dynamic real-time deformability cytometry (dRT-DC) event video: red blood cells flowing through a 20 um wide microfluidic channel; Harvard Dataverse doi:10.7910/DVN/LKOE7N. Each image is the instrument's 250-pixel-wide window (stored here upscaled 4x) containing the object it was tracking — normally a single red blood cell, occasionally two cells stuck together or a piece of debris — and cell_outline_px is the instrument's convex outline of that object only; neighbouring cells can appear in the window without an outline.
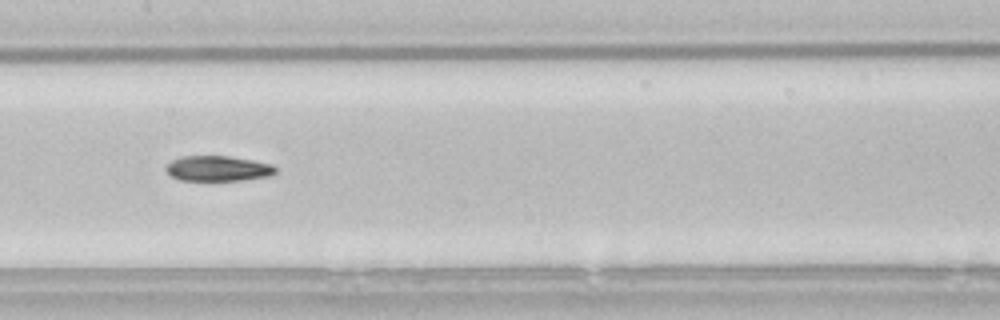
{"species": "common noctule bat (a hibernating species)", "species_latin": "Nyctalus noctula", "temperature_condition": "room temperature", "stored_images_in_passage": 17, "camera_frame_rate_fps": 3000, "um_per_image_px": 0.085, "animal": {"sex": "male", "body_mass_g": 21.5, "forearm_length_mm": 52.0}, "frame": {"image": 1, "passage_image": 12, "time_ms": 3.667, "image_size_px": [1000, 320], "cell_outline_px": [[276, 172], [268, 176], [244, 180], [180, 180], [172, 176], [164, 168], [172, 160], [180, 156], [228, 156], [252, 160], [272, 164], [276, 168]], "centroid_in_image_um": [18.52, 14.32], "position_along_channel_um": 188.9, "area_um2": 16.07}}
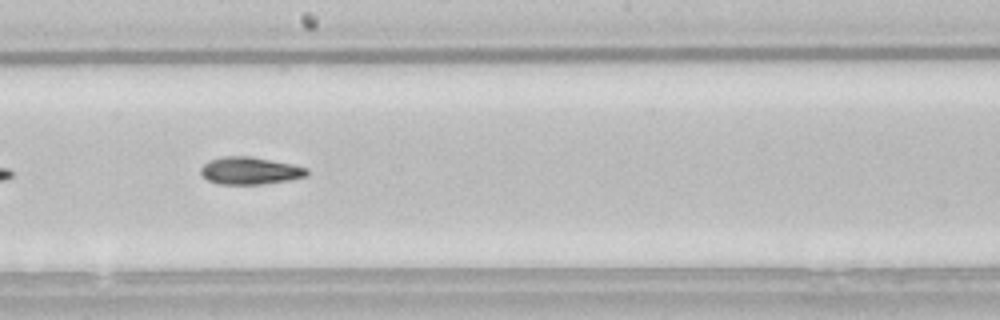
{"frame": {"image": 2, "passage_image": 15, "time_ms": 4.667, "image_size_px": [1000, 320], "cell_outline_px": [[308, 176], [288, 180], [264, 184], [220, 184], [208, 180], [200, 172], [200, 168], [208, 160], [224, 156], [252, 156], [292, 164], [308, 168]], "centroid_in_image_um": [21.26, 14.5], "position_along_channel_um": 226.9, "area_um2": 16.99}}